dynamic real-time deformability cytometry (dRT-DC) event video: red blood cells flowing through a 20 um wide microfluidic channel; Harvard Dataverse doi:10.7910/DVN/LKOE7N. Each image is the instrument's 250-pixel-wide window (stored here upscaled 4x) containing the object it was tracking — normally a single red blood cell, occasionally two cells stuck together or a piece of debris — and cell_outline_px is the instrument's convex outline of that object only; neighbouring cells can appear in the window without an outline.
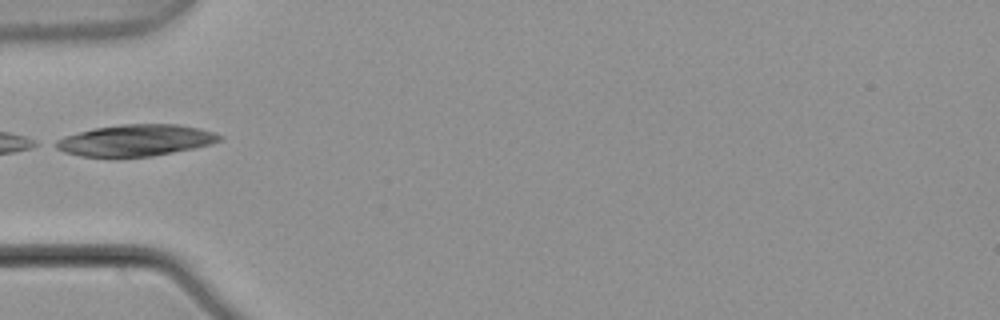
{"species": "common noctule bat (a hibernating species)", "species_latin": "Nyctalus noctula", "temperature_condition": "warm", "stored_images_in_passage": 2, "camera_frame_rate_fps": 3000, "um_per_image_px": 0.085, "animal": {"sex": "male", "body_mass_g": 21.5, "forearm_length_mm": 52.0}, "frame": {"image": 1, "passage_image": 2, "time_ms": 0.333, "image_size_px": [1000, 320], "cell_outline_px": [[224, 140], [212, 144], [152, 156], [116, 160], [112, 160], [80, 156], [64, 152], [48, 144], [64, 136], [96, 128], [120, 124], [180, 124], [200, 128], [224, 136]], "centroid_in_image_um": [11.47, 11.97], "position_along_channel_um": 73.5, "area_um2": 31.1}}